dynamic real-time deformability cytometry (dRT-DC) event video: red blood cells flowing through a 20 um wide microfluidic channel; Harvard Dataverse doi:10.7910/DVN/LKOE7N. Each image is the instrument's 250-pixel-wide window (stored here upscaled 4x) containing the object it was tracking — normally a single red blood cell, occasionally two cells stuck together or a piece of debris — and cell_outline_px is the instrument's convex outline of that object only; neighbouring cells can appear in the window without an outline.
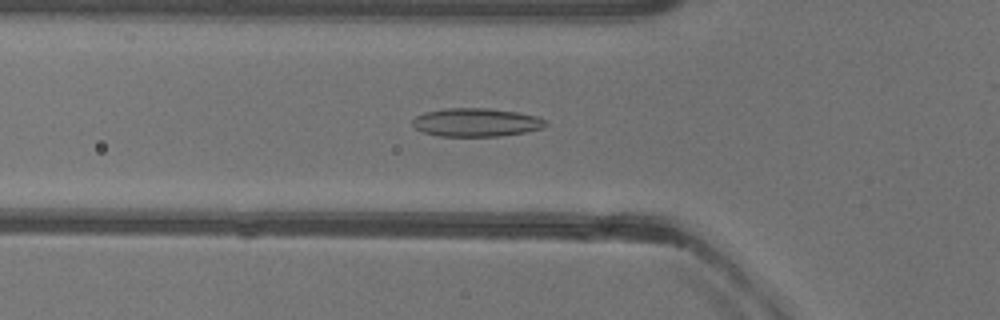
{"species": "common noctule bat (a hibernating species)", "species_latin": "Nyctalus noctula", "temperature_condition": "warm", "stored_images_in_passage": 42, "camera_frame_rate_fps": 3000, "um_per_image_px": 0.085, "animal": {"sex": "female"}, "frame": {"image": 1, "passage_image": 16, "time_ms": 5.0, "image_size_px": [1000, 320], "cell_outline_px": [[548, 124], [544, 128], [524, 132], [500, 136], [440, 136], [420, 132], [412, 124], [412, 120], [416, 116], [424, 112], [448, 108], [488, 108], [516, 112], [536, 116], [544, 120]], "centroid_in_image_um": [40.45, 10.4], "position_along_channel_um": 85.3, "area_um2": 22.02}}
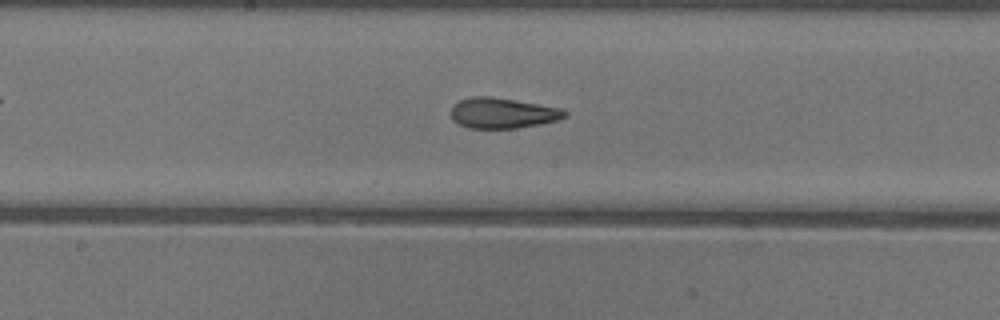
{"frame": {"image": 2, "passage_image": 25, "time_ms": 8.0, "image_size_px": [1000, 320], "cell_outline_px": [[568, 116], [556, 120], [516, 128], [468, 128], [456, 124], [452, 120], [452, 104], [460, 100], [472, 96], [492, 96], [560, 108], [568, 112]], "centroid_in_image_um": [42.67, 9.6], "position_along_channel_um": 205.5, "area_um2": 20.17}}
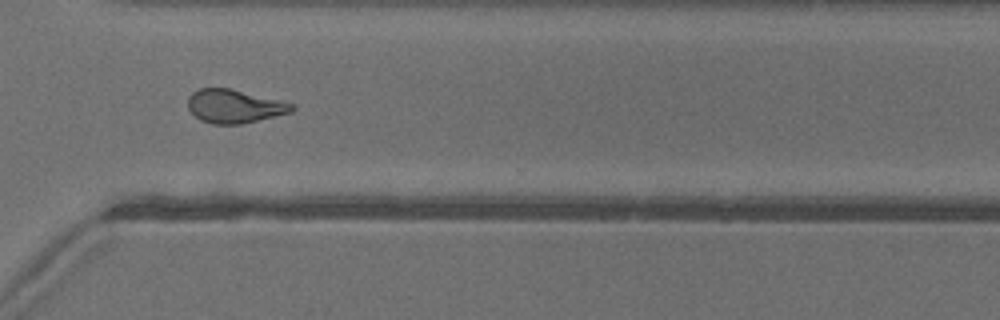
{"frame": {"image": 3, "passage_image": 36, "time_ms": 11.667, "image_size_px": [1000, 320], "cell_outline_px": [[296, 108], [292, 112], [240, 124], [212, 124], [200, 120], [188, 108], [188, 96], [192, 92], [200, 88], [228, 88], [292, 104]], "centroid_in_image_um": [19.87, 9.04], "position_along_channel_um": 350.7, "area_um2": 19.88}}